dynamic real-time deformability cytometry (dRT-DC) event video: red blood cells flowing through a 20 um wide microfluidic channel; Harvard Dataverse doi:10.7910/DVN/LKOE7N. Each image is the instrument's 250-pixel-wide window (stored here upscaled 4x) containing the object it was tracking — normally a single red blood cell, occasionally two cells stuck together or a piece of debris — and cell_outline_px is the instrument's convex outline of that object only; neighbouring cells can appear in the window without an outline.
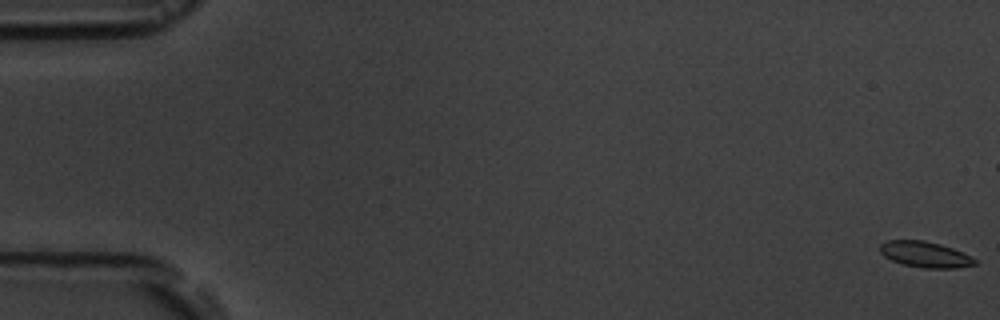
{"species": "common noctule bat (a hibernating species)", "species_latin": "Nyctalus noctula", "temperature_condition": "room temperature", "stored_images_in_passage": 6, "camera_frame_rate_fps": 3000, "um_per_image_px": 0.085, "animal": {"sex": "male", "body_mass_g": 19.5, "forearm_length_mm": 54.6}, "frame": {"image": 1, "passage_image": 1, "time_ms": 0.0, "image_size_px": [1000, 320], "cell_outline_px": [[976, 264], [956, 268], [924, 268], [904, 264], [892, 260], [884, 256], [880, 252], [880, 244], [888, 240], [924, 240], [940, 244], [952, 248], [972, 256], [976, 260]], "centroid_in_image_um": [78.64, 21.62], "position_along_channel_um": 6.4, "area_um2": 14.22}}